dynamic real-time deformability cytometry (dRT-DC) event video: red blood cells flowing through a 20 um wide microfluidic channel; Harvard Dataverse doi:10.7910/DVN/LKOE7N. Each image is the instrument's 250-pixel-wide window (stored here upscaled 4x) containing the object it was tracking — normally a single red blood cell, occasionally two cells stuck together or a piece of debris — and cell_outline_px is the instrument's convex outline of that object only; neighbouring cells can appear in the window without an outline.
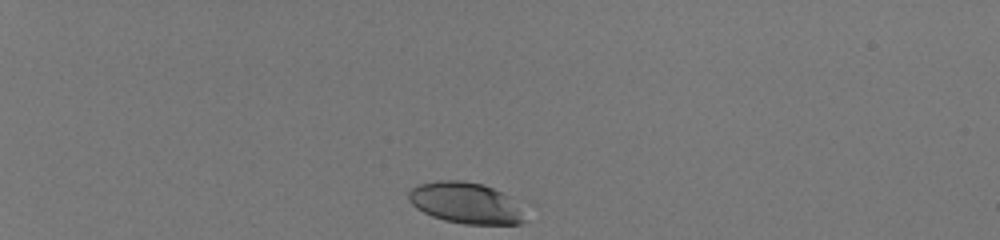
{"species": "human", "species_latin": "Homo sapiens", "temperature_condition": "room temperature", "stored_images_in_passage": 40, "camera_frame_rate_fps": 3000, "um_per_image_px": 0.085, "donor": {"sex": "male"}, "frame": {"image": 1, "passage_image": 1, "time_ms": 0.0, "image_size_px": [1000, 240], "cell_outline_px": [[528, 220], [520, 224], [464, 224], [444, 220], [432, 216], [416, 208], [408, 200], [408, 192], [412, 188], [420, 184], [436, 180], [460, 180], [484, 184], [512, 196]], "centroid_in_image_um": [39.62, 17.25], "position_along_channel_um": 45.4, "area_um2": 28.21}}
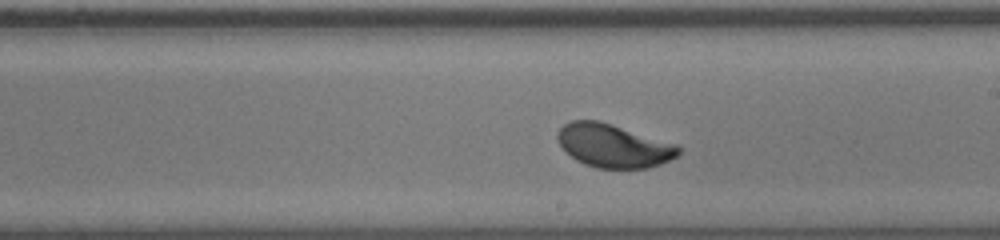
{"frame": {"image": 2, "passage_image": 22, "time_ms": 7.0, "image_size_px": [1000, 240], "cell_outline_px": [[680, 152], [676, 156], [660, 164], [648, 168], [596, 168], [584, 164], [576, 160], [556, 140], [556, 136], [560, 128], [564, 124], [572, 120], [600, 120], [676, 144], [680, 148]], "centroid_in_image_um": [52.13, 12.38], "position_along_channel_um": 236.9, "area_um2": 30.4}}
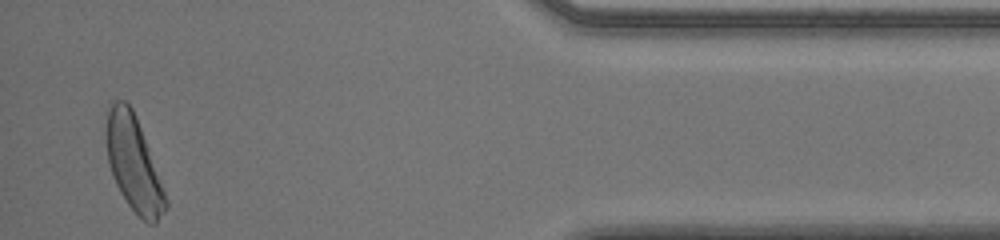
{"frame": {"image": 3, "passage_image": 39, "time_ms": 12.667, "image_size_px": [1000, 240], "cell_outline_px": [[168, 204], [164, 212], [156, 224], [148, 224], [128, 204], [120, 192], [112, 176], [108, 160], [104, 132], [108, 104], [116, 100], [124, 100], [132, 108], [136, 116], [168, 200]], "centroid_in_image_um": [11.32, 13.88], "position_along_channel_um": 423.9, "area_um2": 32.77}, "authors_computed_cell_mechanics": {"area_um2": 30.2583, "velocity_mm_per_s": 4.0025, "shape_relaxation_time_tau1_ms": 1.8661, "shape_relaxation_time_tau2_ms": null, "deformation_change_tau1": 0.1251, "deformation_change_tau2": null}}